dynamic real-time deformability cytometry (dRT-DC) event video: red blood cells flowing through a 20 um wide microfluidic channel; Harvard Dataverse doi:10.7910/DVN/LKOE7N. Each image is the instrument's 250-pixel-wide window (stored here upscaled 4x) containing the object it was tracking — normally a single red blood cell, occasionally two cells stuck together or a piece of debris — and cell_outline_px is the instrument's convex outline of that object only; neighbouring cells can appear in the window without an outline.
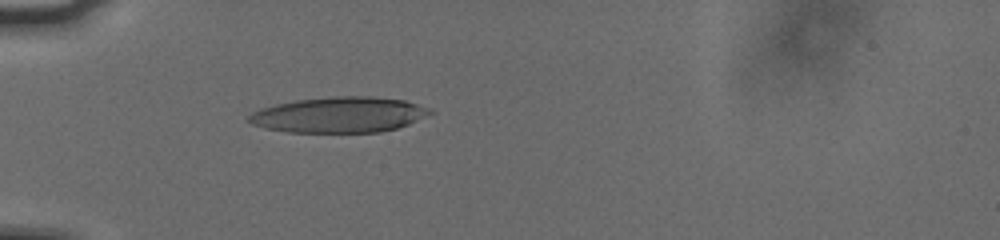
{"species": "human", "species_latin": "Homo sapiens", "temperature_condition": "cold", "stored_images_in_passage": 27, "camera_frame_rate_fps": 3000, "um_per_image_px": 0.085, "donor": {"sex": "male"}, "frame": {"image": 1, "passage_image": 1, "time_ms": 0.0, "image_size_px": [1000, 240], "cell_outline_px": [[408, 104], [404, 124], [392, 128], [368, 132], [304, 132], [264, 112], [272, 108], [288, 104], [308, 100], [396, 100]], "centroid_in_image_um": [29.07, 9.8], "position_along_channel_um": 55.9, "area_um2": 27.28}}
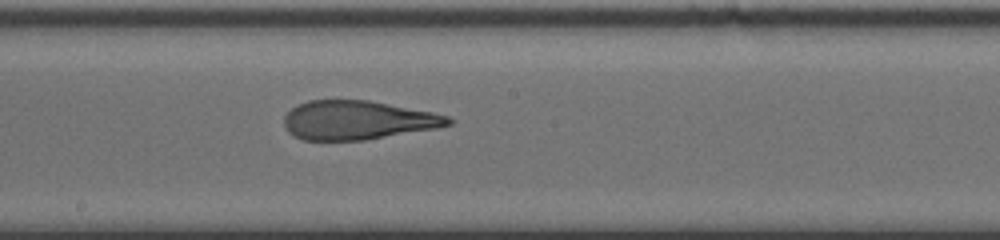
{"frame": {"image": 2, "passage_image": 15, "time_ms": 4.667, "image_size_px": [1000, 240], "cell_outline_px": [[448, 124], [352, 140], [308, 140], [292, 132], [288, 124], [288, 116], [296, 108], [304, 104], [316, 100], [356, 100], [380, 104], [424, 112], [440, 116], [448, 120]], "centroid_in_image_um": [30.25, 10.21], "position_along_channel_um": 217.9, "area_um2": 33.12}}
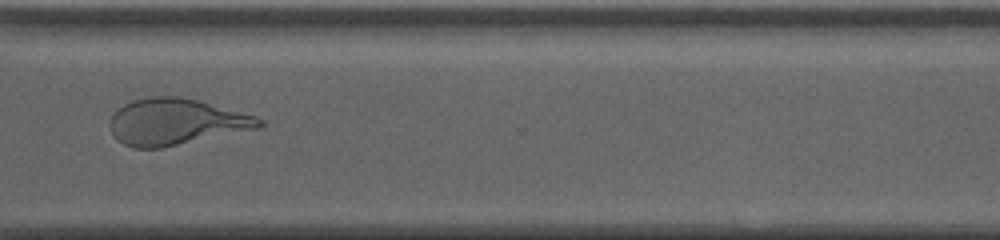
{"frame": {"image": 3, "passage_image": 26, "time_ms": 8.333, "image_size_px": [1000, 240], "cell_outline_px": [[260, 124], [172, 144], [152, 148], [144, 148], [124, 108], [128, 104], [140, 100], [188, 100], [204, 104], [248, 116]], "centroid_in_image_um": [15.37, 10.3], "position_along_channel_um": 355.2, "area_um2": 29.59}}